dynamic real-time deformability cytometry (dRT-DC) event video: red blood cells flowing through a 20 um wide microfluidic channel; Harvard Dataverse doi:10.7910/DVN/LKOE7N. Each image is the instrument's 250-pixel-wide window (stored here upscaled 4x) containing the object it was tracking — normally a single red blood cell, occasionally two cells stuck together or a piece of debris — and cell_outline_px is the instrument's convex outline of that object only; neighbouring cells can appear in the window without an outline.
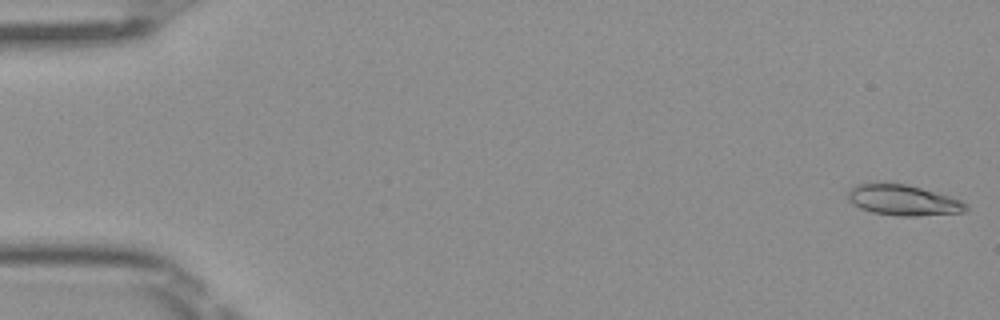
{"species": "Egyptian fruit bat (a non-hibernating species)", "species_latin": "Rousettus aegyptiacus", "temperature_condition": "room temperature", "stored_images_in_passage": 50, "camera_frame_rate_fps": 3000, "um_per_image_px": 0.085, "frame": {"image": 1, "passage_image": 1, "time_ms": 0.0, "image_size_px": [1000, 320], "cell_outline_px": [[968, 208], [964, 212], [916, 216], [896, 216], [872, 212], [860, 208], [852, 204], [848, 200], [848, 192], [856, 184], [908, 184], [964, 200], [968, 204]], "centroid_in_image_um": [76.82, 17.03], "position_along_channel_um": 8.2, "area_um2": 21.04}}
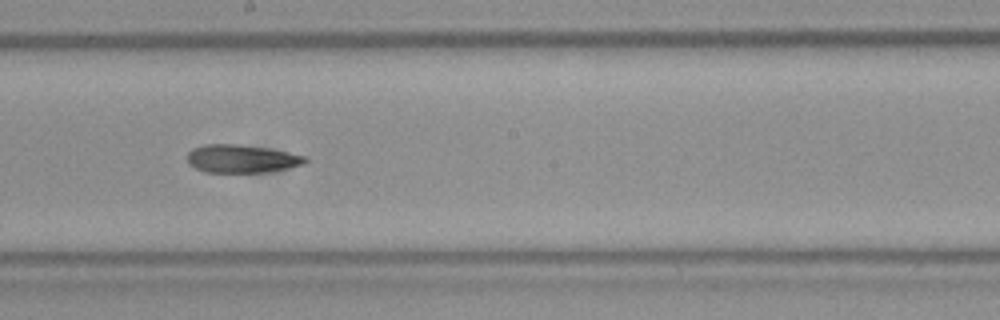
{"frame": {"image": 2, "passage_image": 28, "time_ms": 9.0, "image_size_px": [1000, 320], "cell_outline_px": [[308, 160], [304, 164], [288, 168], [264, 172], [204, 172], [188, 164], [188, 152], [192, 148], [204, 144], [236, 144], [264, 148], [288, 152], [308, 156]], "centroid_in_image_um": [20.53, 13.49], "position_along_channel_um": 227.7, "area_um2": 19.25}}
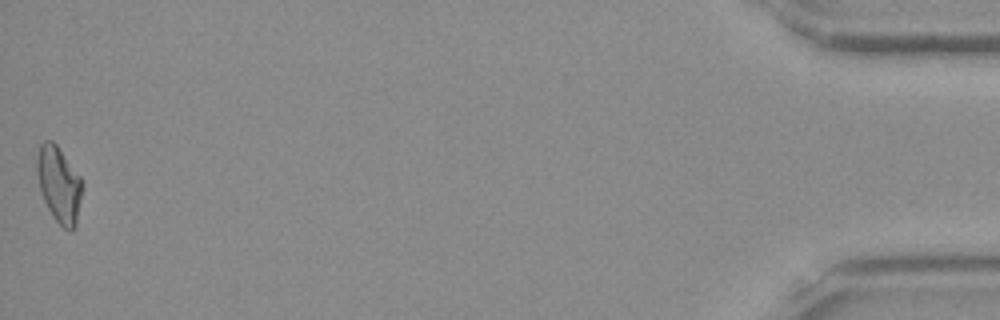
{"frame": {"image": 3, "passage_image": 50, "time_ms": 16.333, "image_size_px": [1000, 320], "cell_outline_px": [[84, 184], [76, 224], [72, 232], [64, 228], [52, 216], [44, 200], [40, 188], [36, 172], [36, 160], [40, 144], [44, 140], [52, 140], [56, 144], [80, 176]], "centroid_in_image_um": [5.02, 15.67], "position_along_channel_um": 430.2, "area_um2": 20.11}, "authors_computed_cell_mechanics": {"area_um2": 19.7387, "velocity_mm_per_s": 4.0596, "shape_relaxation_time_tau1_ms": null, "shape_relaxation_time_tau2_ms": 2.3599, "deformation_change_tau1": null, "deformation_change_tau2": 0.107}}